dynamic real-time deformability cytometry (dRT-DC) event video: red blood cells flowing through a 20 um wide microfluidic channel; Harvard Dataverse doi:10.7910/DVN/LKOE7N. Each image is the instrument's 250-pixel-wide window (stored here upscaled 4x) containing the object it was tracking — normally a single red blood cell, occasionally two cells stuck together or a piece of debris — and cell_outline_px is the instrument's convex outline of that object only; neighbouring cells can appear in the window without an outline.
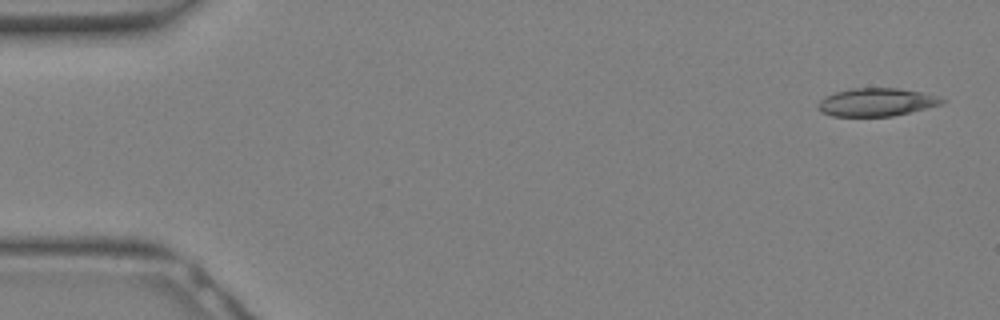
{"species": "Egyptian fruit bat (a non-hibernating species)", "species_latin": "Rousettus aegyptiacus", "temperature_condition": "warm", "stored_images_in_passage": 31, "camera_frame_rate_fps": 3000, "um_per_image_px": 0.085, "animal": {"sex": "female"}, "frame": {"image": 1, "passage_image": 1, "time_ms": 0.0, "image_size_px": [1000, 320], "cell_outline_px": [[948, 100], [940, 104], [892, 116], [832, 116], [820, 112], [816, 108], [816, 104], [824, 96], [836, 92], [852, 88], [896, 88], [920, 92], [940, 96]], "centroid_in_image_um": [74.44, 8.68], "position_along_channel_um": 10.6, "area_um2": 20.23}}
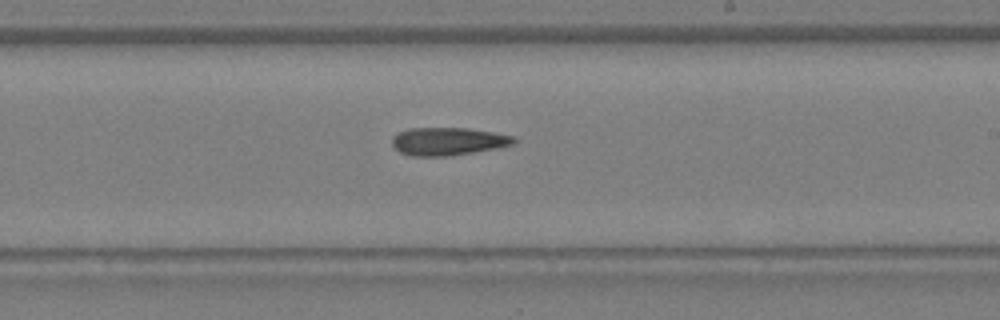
{"frame": {"image": 2, "passage_image": 18, "time_ms": 5.667, "image_size_px": [1000, 320], "cell_outline_px": [[516, 144], [496, 148], [448, 156], [412, 156], [400, 152], [392, 144], [392, 136], [396, 132], [408, 128], [468, 128], [492, 132], [512, 136], [516, 140]], "centroid_in_image_um": [38.04, 12.01], "position_along_channel_um": 251.0, "area_um2": 19.77}}
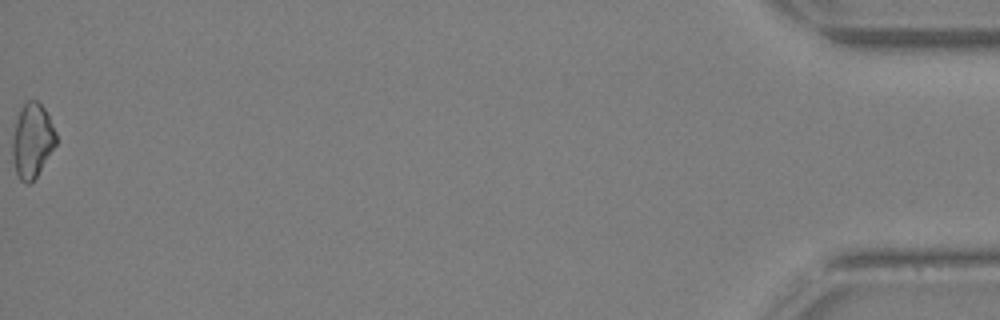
{"frame": {"image": 3, "passage_image": 31, "time_ms": 10.0, "image_size_px": [1000, 320], "cell_outline_px": [[56, 144], [36, 176], [28, 184], [24, 184], [20, 180], [16, 172], [12, 156], [12, 140], [16, 120], [20, 108], [24, 100], [36, 100], [44, 108], [56, 132]], "centroid_in_image_um": [2.71, 11.92], "position_along_channel_um": 432.5, "area_um2": 18.79}}